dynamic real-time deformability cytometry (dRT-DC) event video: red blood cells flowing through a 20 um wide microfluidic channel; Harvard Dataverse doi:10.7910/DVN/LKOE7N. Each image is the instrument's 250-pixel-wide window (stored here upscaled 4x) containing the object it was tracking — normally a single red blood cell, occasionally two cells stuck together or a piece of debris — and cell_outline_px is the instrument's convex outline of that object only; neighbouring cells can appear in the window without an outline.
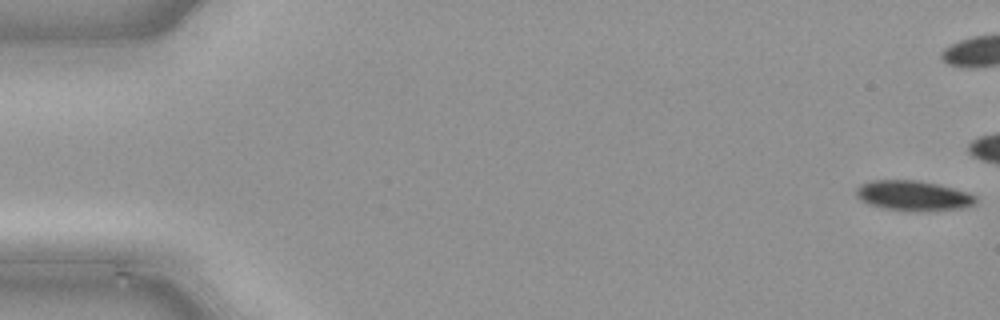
{"species": "common noctule bat (a hibernating species)", "species_latin": "Nyctalus noctula", "temperature_condition": "cold", "stored_images_in_passage": 40, "camera_frame_rate_fps": 3000, "um_per_image_px": 0.085, "animal": {"sex": "male", "body_mass_g": 21.5, "forearm_length_mm": 52.0}, "frame": {"image": 1, "passage_image": 1, "time_ms": 0.0, "image_size_px": [1000, 320], "cell_outline_px": [[976, 200], [972, 204], [960, 208], [920, 212], [884, 208], [868, 204], [860, 200], [856, 196], [856, 188], [860, 184], [872, 180], [916, 180], [936, 184], [952, 188], [976, 196]], "centroid_in_image_um": [77.55, 16.63], "position_along_channel_um": 7.5, "area_um2": 20.75}}